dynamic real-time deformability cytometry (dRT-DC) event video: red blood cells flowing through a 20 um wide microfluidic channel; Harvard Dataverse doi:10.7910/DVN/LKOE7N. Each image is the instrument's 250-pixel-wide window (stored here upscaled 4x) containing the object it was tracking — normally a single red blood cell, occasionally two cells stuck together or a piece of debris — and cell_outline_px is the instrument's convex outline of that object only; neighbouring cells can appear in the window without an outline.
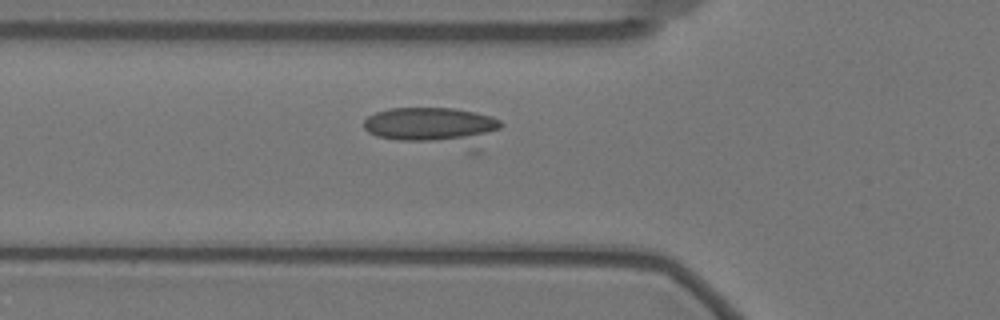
{"species": "Egyptian fruit bat (a non-hibernating species)", "species_latin": "Rousettus aegyptiacus", "temperature_condition": "warm", "stored_images_in_passage": 43, "camera_frame_rate_fps": 3000, "um_per_image_px": 0.085, "animal": {"sex": "female"}, "frame": {"image": 1, "passage_image": 22, "time_ms": 7.0, "image_size_px": [1000, 320], "cell_outline_px": [[504, 124], [480, 152], [476, 156], [376, 136], [368, 132], [364, 128], [364, 120], [368, 116], [376, 112], [388, 108], [452, 108], [476, 112], [492, 116], [500, 120]], "centroid_in_image_um": [37.03, 10.87], "position_along_channel_um": 88.8, "area_um2": 33.29}}
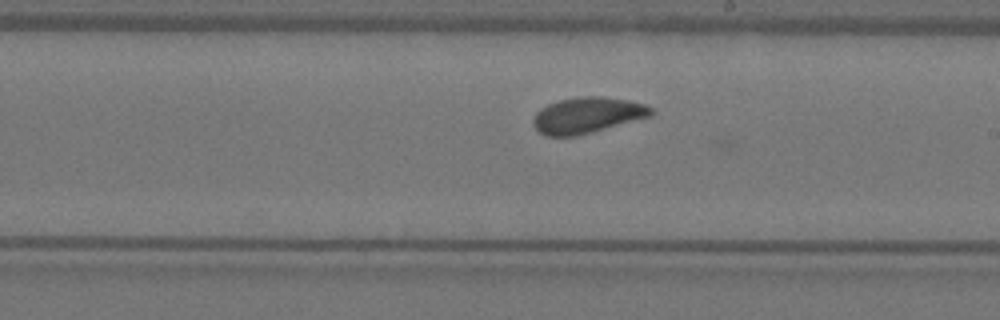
{"frame": {"image": 2, "passage_image": 35, "time_ms": 11.333, "image_size_px": [1000, 320], "cell_outline_px": [[652, 116], [576, 136], [548, 136], [540, 132], [532, 124], [532, 120], [536, 112], [540, 108], [548, 104], [560, 100], [576, 96], [600, 96], [628, 100], [644, 104], [652, 108]], "centroid_in_image_um": [49.89, 9.78], "position_along_channel_um": 239.1, "area_um2": 24.62}}
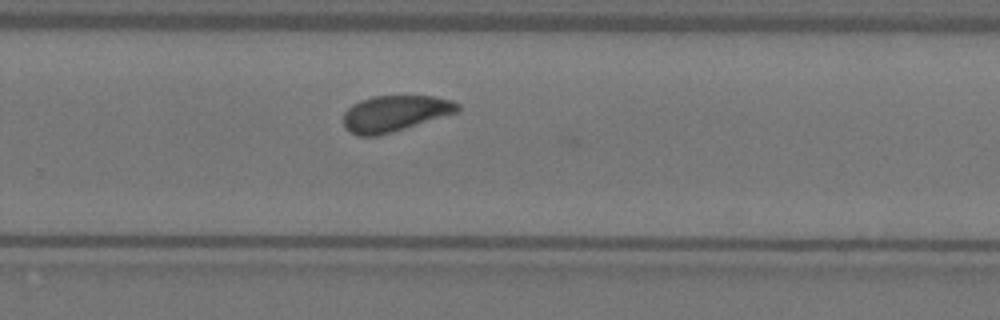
{"frame": {"image": 3, "passage_image": 40, "time_ms": 13.0, "image_size_px": [1000, 320], "cell_outline_px": [[460, 108], [456, 112], [392, 132], [376, 136], [360, 136], [344, 128], [344, 112], [352, 104], [360, 100], [372, 96], [432, 96], [452, 100], [460, 104]], "centroid_in_image_um": [33.54, 9.63], "position_along_channel_um": 296.3, "area_um2": 23.76}}